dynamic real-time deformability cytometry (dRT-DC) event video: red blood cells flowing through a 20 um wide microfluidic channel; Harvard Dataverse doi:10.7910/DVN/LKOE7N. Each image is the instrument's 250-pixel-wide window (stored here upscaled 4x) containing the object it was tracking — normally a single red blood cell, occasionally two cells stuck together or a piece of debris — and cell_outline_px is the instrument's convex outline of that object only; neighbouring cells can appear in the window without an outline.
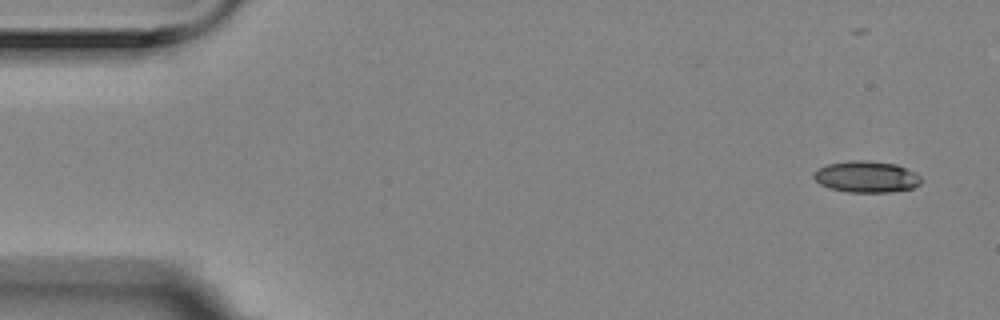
{"species": "Egyptian fruit bat (a non-hibernating species)", "species_latin": "Rousettus aegyptiacus", "temperature_condition": "room temperature", "stored_images_in_passage": 3, "segment_of_instrument_passage": [2, 2], "camera_frame_rate_fps": 3000, "um_per_image_px": 0.085, "animal": {"sex": "female"}, "frame": {"image": 1, "passage_image": 3, "time_ms": 0.667, "image_size_px": [1000, 320], "cell_outline_px": [[924, 180], [920, 184], [912, 188], [892, 192], [848, 192], [828, 188], [820, 184], [812, 176], [812, 172], [816, 168], [828, 164], [852, 160], [868, 160], [896, 164], [920, 176]], "centroid_in_image_um": [73.61, 15.03], "position_along_channel_um": 11.4, "area_um2": 19.83}}